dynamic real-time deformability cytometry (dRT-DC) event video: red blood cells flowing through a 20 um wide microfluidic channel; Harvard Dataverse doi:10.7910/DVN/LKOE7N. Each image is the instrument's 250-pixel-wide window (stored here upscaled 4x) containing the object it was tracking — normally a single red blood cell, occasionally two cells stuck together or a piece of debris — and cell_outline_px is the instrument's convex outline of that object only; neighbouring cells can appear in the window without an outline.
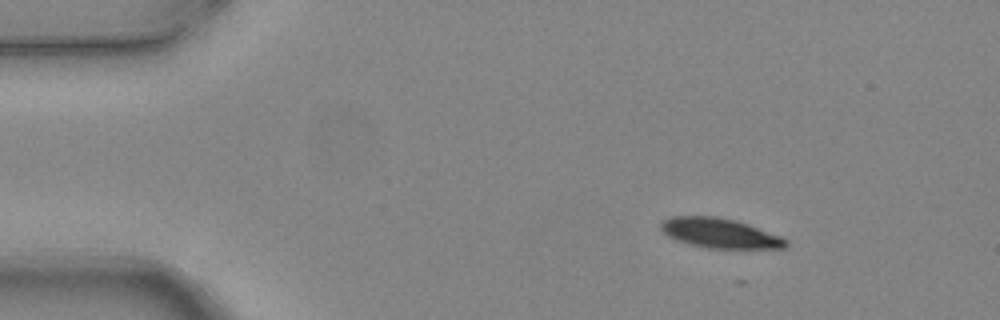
{"species": "common noctule bat (a hibernating species)", "species_latin": "Nyctalus noctula", "temperature_condition": "warm", "stored_images_in_passage": 4, "camera_frame_rate_fps": 3000, "um_per_image_px": 0.085, "animal": {"sex": "female", "body_mass_g": 24.6, "forearm_length_mm": 56.2}, "frame": {"image": 1, "passage_image": 1, "time_ms": 0.0, "image_size_px": [1000, 320], "cell_outline_px": [[788, 244], [784, 248], [708, 248], [688, 244], [676, 240], [668, 236], [660, 228], [660, 224], [664, 220], [672, 216], [716, 216], [736, 220], [748, 224], [780, 236], [788, 240]], "centroid_in_image_um": [61.17, 19.81], "position_along_channel_um": 23.8, "area_um2": 21.62}}
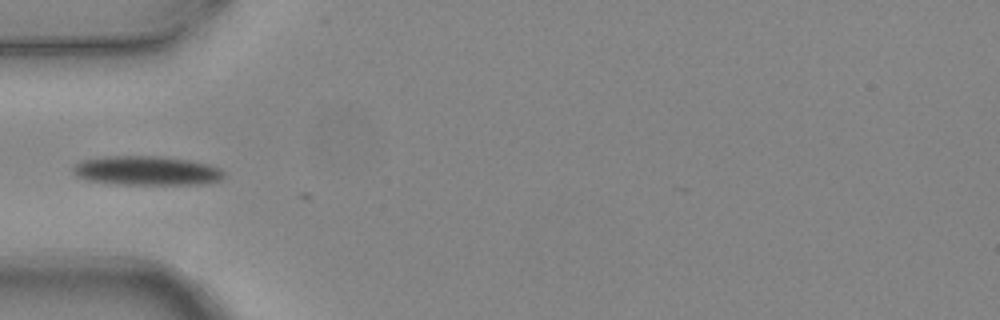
{"frame": {"image": 2, "passage_image": 4, "time_ms": 1.0, "image_size_px": [1000, 320], "cell_outline_px": [[224, 176], [220, 180], [204, 184], [116, 184], [88, 180], [76, 176], [72, 172], [72, 168], [76, 164], [84, 160], [108, 156], [160, 156], [188, 160], [212, 164], [220, 168], [224, 172]], "centroid_in_image_um": [12.5, 14.51], "position_along_channel_um": 72.5, "area_um2": 25.72}}